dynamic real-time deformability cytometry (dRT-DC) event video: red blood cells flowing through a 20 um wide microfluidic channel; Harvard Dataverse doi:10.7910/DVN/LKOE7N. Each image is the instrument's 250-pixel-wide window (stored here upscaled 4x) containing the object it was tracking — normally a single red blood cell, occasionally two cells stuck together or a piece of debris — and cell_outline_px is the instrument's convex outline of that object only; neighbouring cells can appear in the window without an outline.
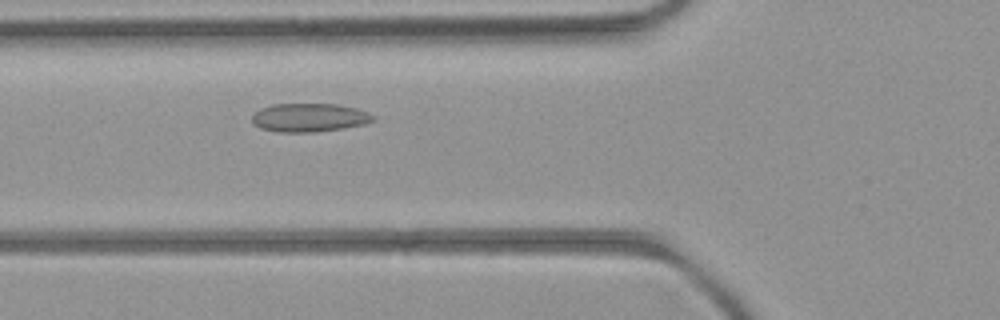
{"species": "common noctule bat (a hibernating species)", "species_latin": "Nyctalus noctula", "temperature_condition": "room temperature", "stored_images_in_passage": 45, "camera_frame_rate_fps": 3000, "um_per_image_px": 0.085, "animal": {"sex": "female", "body_mass_g": 21.9}, "frame": {"image": 1, "passage_image": 12, "time_ms": 3.667, "image_size_px": [1000, 320], "cell_outline_px": [[376, 120], [364, 124], [340, 128], [312, 132], [280, 132], [260, 128], [252, 124], [252, 116], [260, 108], [272, 104], [340, 104], [356, 108], [368, 112], [376, 116]], "centroid_in_image_um": [26.29, 9.98], "position_along_channel_um": 99.5, "area_um2": 20.17}}
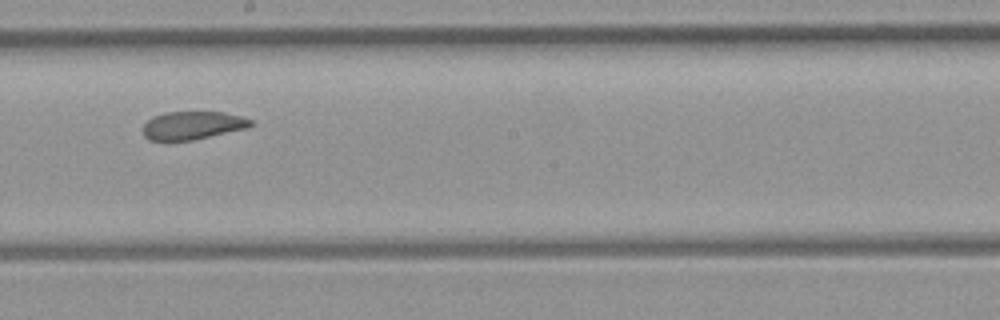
{"frame": {"image": 2, "passage_image": 22, "time_ms": 7.0, "image_size_px": [1000, 320], "cell_outline_px": [[252, 124], [248, 128], [192, 140], [148, 140], [144, 136], [140, 128], [152, 116], [164, 112], [224, 112], [244, 116], [252, 120]], "centroid_in_image_um": [16.35, 10.65], "position_along_channel_um": 231.9, "area_um2": 17.86}}
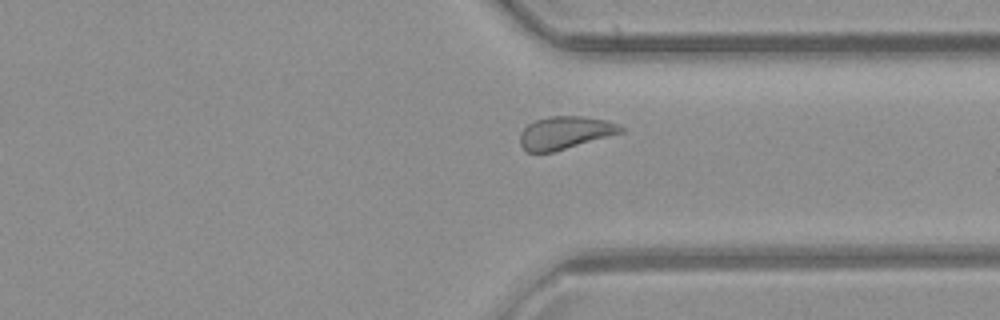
{"frame": {"image": 3, "passage_image": 32, "time_ms": 10.333, "image_size_px": [1000, 320], "cell_outline_px": [[624, 132], [552, 152], [528, 152], [520, 144], [520, 132], [528, 124], [536, 120], [548, 116], [584, 116], [608, 120], [624, 128]], "centroid_in_image_um": [48.03, 11.27], "position_along_channel_um": 363.4, "area_um2": 19.13}, "authors_computed_cell_mechanics": {"area_um2": 19.7098, "velocity_mm_per_s": 3.955, "shape_relaxation_time_tau1_ms": null, "shape_relaxation_time_tau2_ms": 1.7416, "deformation_change_tau1": null, "deformation_change_tau2": 0.0733}}